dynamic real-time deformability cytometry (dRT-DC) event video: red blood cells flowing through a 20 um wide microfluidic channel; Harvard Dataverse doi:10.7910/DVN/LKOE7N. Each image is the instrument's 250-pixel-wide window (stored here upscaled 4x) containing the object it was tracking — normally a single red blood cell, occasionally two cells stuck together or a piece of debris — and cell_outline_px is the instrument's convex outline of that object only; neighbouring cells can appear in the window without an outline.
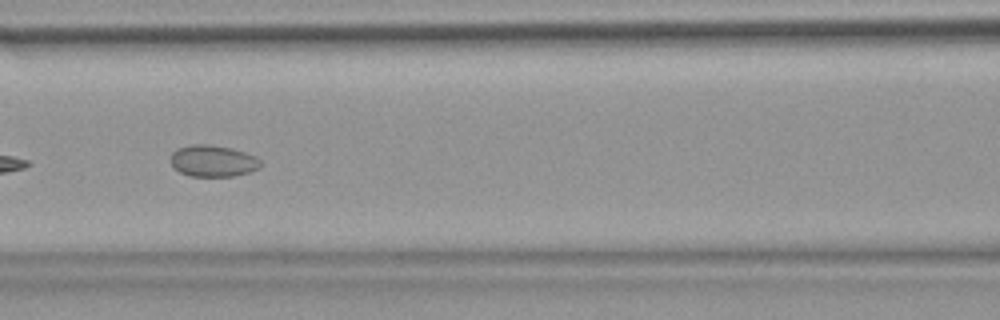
{"species": "common noctule bat (a hibernating species)", "species_latin": "Nyctalus noctula", "temperature_condition": "warm", "stored_images_in_passage": 6, "camera_frame_rate_fps": 3000, "um_per_image_px": 0.085, "animal": {"sex": "female", "body_mass_g": 18.4}, "frame": {"image": 1, "passage_image": 5, "time_ms": 1.333, "image_size_px": [1000, 320], "cell_outline_px": [[260, 168], [248, 172], [232, 176], [188, 176], [180, 172], [172, 164], [172, 152], [176, 148], [192, 144], [208, 144], [232, 148], [256, 156], [260, 160]], "centroid_in_image_um": [18.1, 13.67], "position_along_channel_um": 148.5, "area_um2": 16.47}}